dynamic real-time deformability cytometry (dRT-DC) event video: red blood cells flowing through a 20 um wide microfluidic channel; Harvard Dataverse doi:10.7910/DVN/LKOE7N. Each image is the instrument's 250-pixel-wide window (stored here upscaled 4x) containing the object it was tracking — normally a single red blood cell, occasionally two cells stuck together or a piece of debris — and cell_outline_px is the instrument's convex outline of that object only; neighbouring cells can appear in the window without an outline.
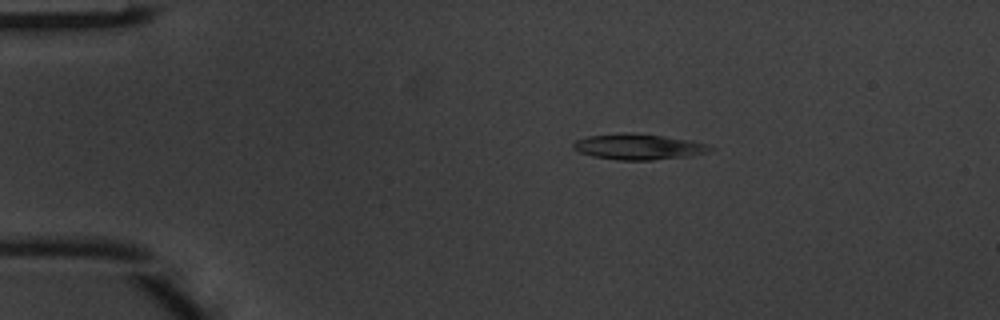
{"species": "common noctule bat (a hibernating species)", "species_latin": "Nyctalus noctula", "temperature_condition": "warm", "stored_images_in_passage": 4, "camera_frame_rate_fps": 3000, "um_per_image_px": 0.085, "animal": {"sex": "male", "body_mass_g": 20.1, "forearm_length_mm": 53.5}, "frame": {"image": 1, "passage_image": 1, "time_ms": 0.0, "image_size_px": [1000, 320], "cell_outline_px": [[712, 152], [684, 156], [652, 160], [620, 160], [592, 156], [580, 152], [572, 148], [572, 144], [576, 140], [588, 136], [624, 132], [632, 132], [664, 136], [708, 144], [712, 148]], "centroid_in_image_um": [54.23, 12.46], "position_along_channel_um": 30.8, "area_um2": 20.4}}
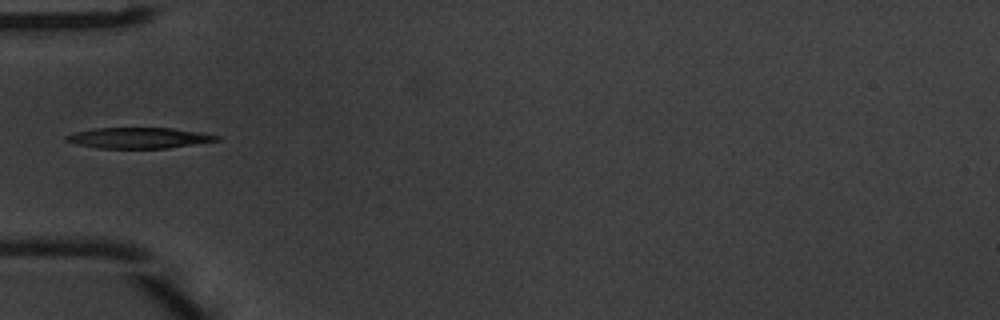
{"frame": {"image": 2, "passage_image": 3, "time_ms": 0.667, "image_size_px": [1000, 320], "cell_outline_px": [[220, 140], [168, 148], [100, 148], [76, 144], [64, 140], [64, 136], [76, 132], [92, 128], [172, 128], [200, 132], [220, 136]], "centroid_in_image_um": [11.78, 11.72], "position_along_channel_um": 73.2, "area_um2": 18.15}}